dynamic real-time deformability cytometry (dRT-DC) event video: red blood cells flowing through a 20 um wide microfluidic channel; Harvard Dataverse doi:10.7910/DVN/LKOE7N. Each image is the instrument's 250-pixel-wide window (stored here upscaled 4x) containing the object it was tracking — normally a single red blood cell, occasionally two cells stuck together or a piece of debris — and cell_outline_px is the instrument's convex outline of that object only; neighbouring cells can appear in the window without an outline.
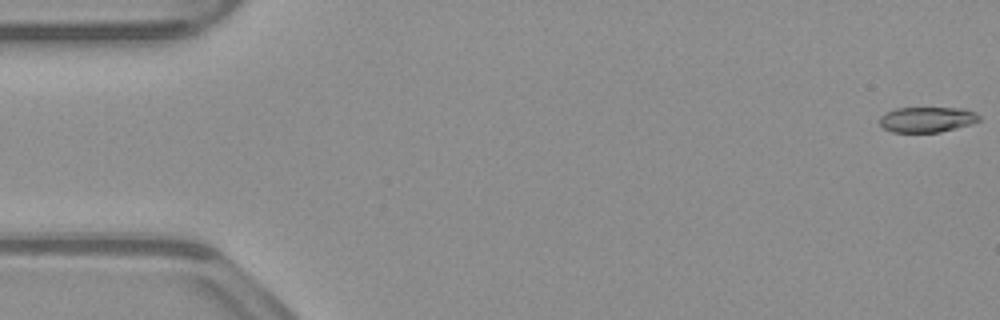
{"species": "common noctule bat (a hibernating species)", "species_latin": "Nyctalus noctula", "temperature_condition": "warm", "stored_images_in_passage": 53, "camera_frame_rate_fps": 3000, "um_per_image_px": 0.085, "animal": {"sex": "male", "body_mass_g": 23.1, "forearm_length_mm": 52.7}, "frame": {"image": 1, "passage_image": 1, "time_ms": 0.0, "image_size_px": [1000, 320], "cell_outline_px": [[980, 120], [972, 124], [940, 132], [892, 132], [884, 128], [880, 124], [880, 116], [884, 112], [896, 108], [964, 108], [976, 112], [980, 116]], "centroid_in_image_um": [78.81, 10.15], "position_along_channel_um": 6.2, "area_um2": 14.85}}
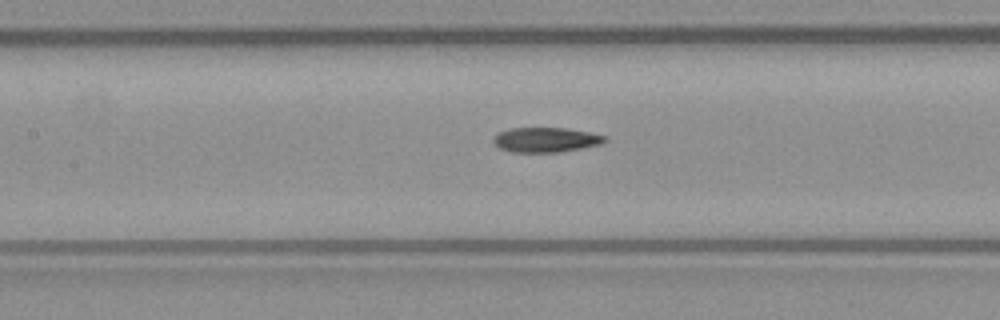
{"frame": {"image": 2, "passage_image": 24, "time_ms": 7.667, "image_size_px": [1000, 320], "cell_outline_px": [[608, 140], [600, 144], [560, 152], [512, 152], [500, 148], [492, 140], [500, 132], [512, 128], [564, 128], [588, 132], [604, 136]], "centroid_in_image_um": [46.39, 11.88], "position_along_channel_um": 161.0, "area_um2": 15.78}}
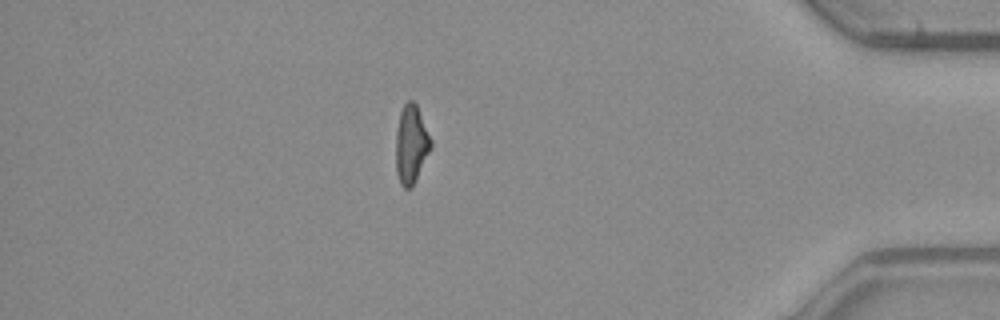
{"frame": {"image": 3, "passage_image": 46, "time_ms": 15.0, "image_size_px": [1000, 320], "cell_outline_px": [[432, 148], [412, 188], [404, 188], [400, 184], [396, 172], [396, 132], [400, 112], [404, 104], [408, 100], [412, 100], [416, 104], [432, 140]], "centroid_in_image_um": [34.96, 12.29], "position_along_channel_um": 400.2, "area_um2": 16.13}, "authors_computed_cell_mechanics": {"area_um2": 16.2418, "velocity_mm_per_s": 3.8852, "shape_relaxation_time_tau1_ms": 5.8115, "shape_relaxation_time_tau2_ms": 4.6793, "deformation_change_tau1": 0.1854, "deformation_change_tau2": 0.1174}}